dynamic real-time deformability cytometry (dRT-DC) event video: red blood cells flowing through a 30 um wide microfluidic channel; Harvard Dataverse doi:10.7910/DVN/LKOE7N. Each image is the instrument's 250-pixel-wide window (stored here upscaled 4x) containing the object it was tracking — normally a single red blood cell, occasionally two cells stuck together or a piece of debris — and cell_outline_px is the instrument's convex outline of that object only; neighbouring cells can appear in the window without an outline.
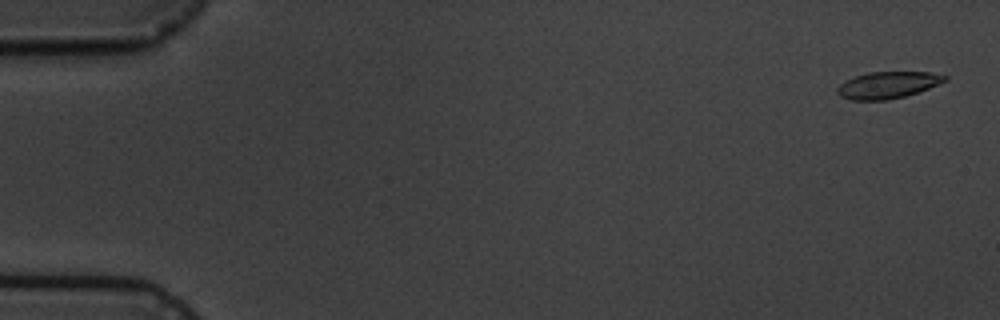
{"species": "common noctule bat (a hibernating species)", "species_latin": "Nyctalus noctula", "temperature_condition": "cold", "stored_images_in_passage": 13, "camera_frame_rate_fps": 3000, "um_per_image_px": 0.085, "animal": {"sex": "male", "body_mass_g": 19.5, "forearm_length_mm": 54.6}, "frame": {"image": 1, "passage_image": 1, "time_ms": 0.0, "image_size_px": [1000, 320], "cell_outline_px": [[948, 80], [928, 88], [904, 96], [888, 100], [852, 100], [840, 96], [836, 92], [836, 88], [844, 80], [868, 72], [932, 72], [948, 76]], "centroid_in_image_um": [75.44, 7.22], "position_along_channel_um": 9.6, "area_um2": 16.76}}
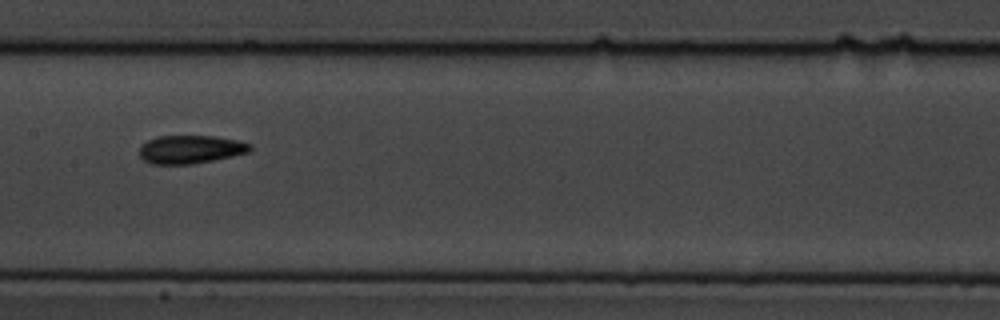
{"frame": {"image": 2, "passage_image": 8, "time_ms": 9.0, "image_size_px": [1000, 320], "cell_outline_px": [[252, 148], [248, 152], [232, 156], [192, 164], [152, 164], [144, 160], [140, 156], [140, 144], [156, 136], [216, 136], [240, 140], [252, 144]], "centroid_in_image_um": [16.2, 12.68], "position_along_channel_um": 191.2, "area_um2": 18.32}}
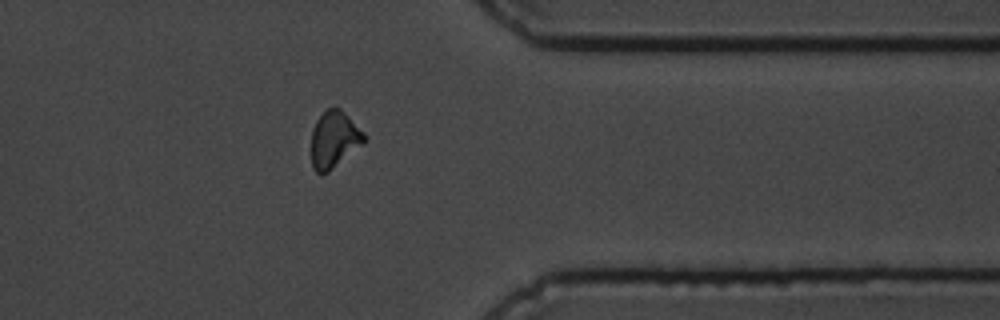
{"frame": {"image": 3, "passage_image": 13, "time_ms": 14.667, "image_size_px": [1000, 320], "cell_outline_px": [[368, 140], [364, 144], [328, 172], [316, 172], [312, 168], [312, 128], [316, 120], [328, 108], [340, 108], [364, 132]], "centroid_in_image_um": [28.43, 11.86], "position_along_channel_um": 383.0, "area_um2": 17.46}, "authors_computed_cell_mechanics": {"area_um2": 17.8602, "velocity_mm_per_s": 3.558, "shape_relaxation_time_tau1_ms": 7.7467, "shape_relaxation_time_tau2_ms": 1.9044, "deformation_change_tau1": 0.1184, "deformation_change_tau2": 0.0603}}